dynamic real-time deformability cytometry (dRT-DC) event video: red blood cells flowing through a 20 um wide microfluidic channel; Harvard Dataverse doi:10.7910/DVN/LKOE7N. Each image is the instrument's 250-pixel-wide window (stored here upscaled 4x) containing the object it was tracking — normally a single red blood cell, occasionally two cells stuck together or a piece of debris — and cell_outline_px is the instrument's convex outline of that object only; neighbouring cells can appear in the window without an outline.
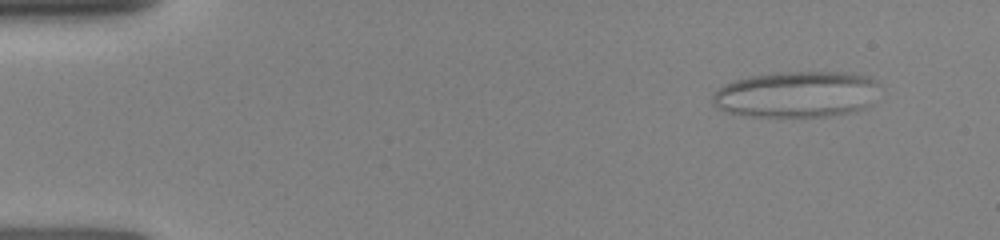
{"species": "human", "species_latin": "Homo sapiens", "temperature_condition": "room temperature", "stored_images_in_passage": 9, "camera_frame_rate_fps": 3000, "um_per_image_px": 0.085, "donor": {"sex": "female"}, "frame": {"image": 1, "passage_image": 2, "time_ms": 0.667, "image_size_px": [1000, 240], "cell_outline_px": [[872, 104], [856, 112], [828, 116], [748, 116], [724, 112], [716, 108], [712, 104], [712, 92], [724, 84], [748, 76], [776, 72], [848, 72], [872, 76]], "centroid_in_image_um": [67.61, 8.02], "position_along_channel_um": 17.4, "area_um2": 45.03}}
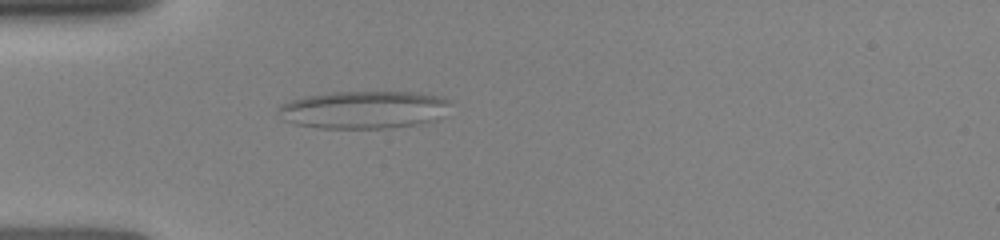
{"frame": {"image": 2, "passage_image": 7, "time_ms": 4.0, "image_size_px": [1000, 240], "cell_outline_px": [[452, 100], [436, 120], [420, 124], [388, 128], [316, 128], [296, 124], [284, 120], [276, 108], [280, 104], [304, 96], [332, 92], [416, 92], [444, 96]], "centroid_in_image_um": [30.92, 9.32], "position_along_channel_um": 54.1, "area_um2": 37.97}}